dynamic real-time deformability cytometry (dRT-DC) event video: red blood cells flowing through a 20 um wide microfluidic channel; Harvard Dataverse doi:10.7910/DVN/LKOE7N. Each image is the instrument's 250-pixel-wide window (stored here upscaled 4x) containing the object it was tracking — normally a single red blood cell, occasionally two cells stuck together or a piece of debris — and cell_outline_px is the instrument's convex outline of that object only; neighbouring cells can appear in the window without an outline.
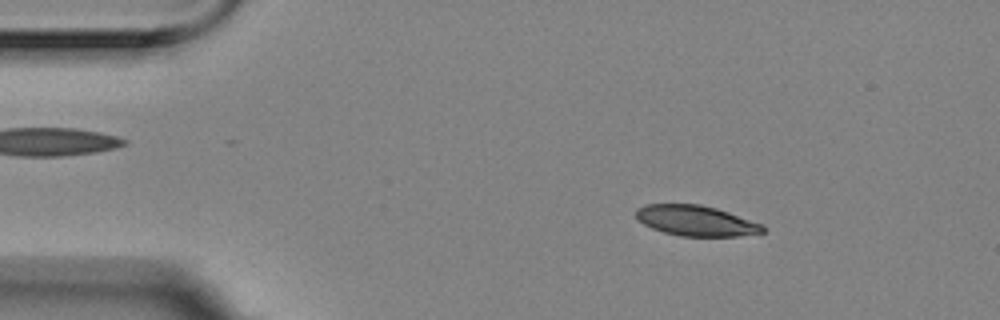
{"species": "Egyptian fruit bat (a non-hibernating species)", "species_latin": "Rousettus aegyptiacus", "temperature_condition": "room temperature", "stored_images_in_passage": 4, "camera_frame_rate_fps": 3000, "um_per_image_px": 0.085, "animal": {"sex": "female"}, "frame": {"image": 1, "passage_image": 2, "time_ms": 0.333, "image_size_px": [1000, 320], "cell_outline_px": [[764, 232], [736, 236], [680, 236], [664, 232], [652, 228], [636, 220], [636, 208], [644, 204], [700, 204], [716, 208], [764, 224]], "centroid_in_image_um": [59.13, 18.75], "position_along_channel_um": 25.9, "area_um2": 22.54}}